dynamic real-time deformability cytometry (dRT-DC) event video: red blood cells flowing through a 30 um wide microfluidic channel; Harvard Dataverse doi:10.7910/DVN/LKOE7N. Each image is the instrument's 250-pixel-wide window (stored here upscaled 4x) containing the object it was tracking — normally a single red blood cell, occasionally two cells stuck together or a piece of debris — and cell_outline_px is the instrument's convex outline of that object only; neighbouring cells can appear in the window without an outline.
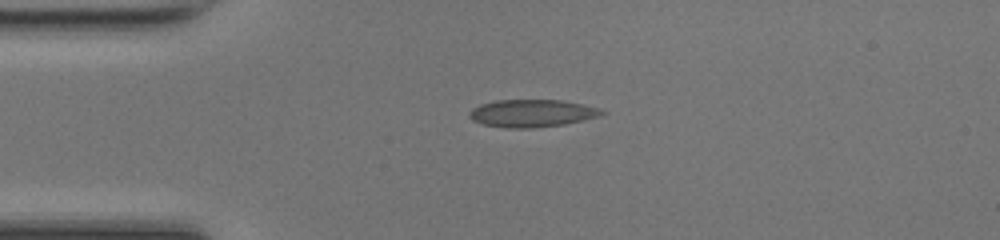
{"species": "common noctule bat (a hibernating species)", "species_latin": "Nyctalus noctula", "temperature_condition": "room temperature", "stored_images_in_passage": 38, "camera_frame_rate_fps": 3000, "um_per_image_px": 0.085, "animal": {"sex": "female", "body_mass_g": 17.0, "forearm_length_mm": 48.0}, "frame": {"image": 1, "passage_image": 1, "time_ms": 0.0, "image_size_px": [1000, 240], "cell_outline_px": [[608, 112], [596, 116], [564, 124], [532, 128], [504, 128], [484, 124], [472, 120], [468, 116], [468, 112], [472, 108], [480, 104], [496, 100], [560, 100], [600, 108]], "centroid_in_image_um": [45.15, 9.62], "position_along_channel_um": 39.8, "area_um2": 21.1}}
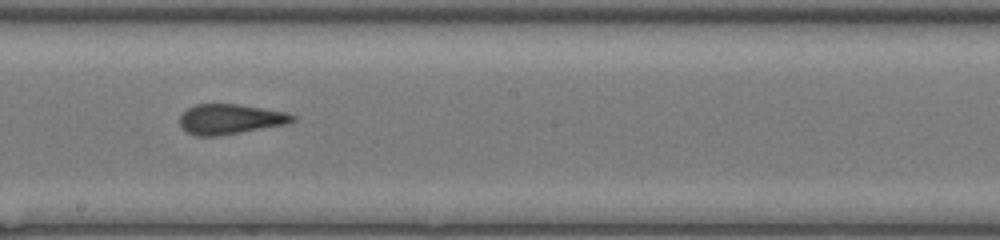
{"frame": {"image": 2, "passage_image": 16, "time_ms": 5.0, "image_size_px": [1000, 240], "cell_outline_px": [[296, 120], [288, 124], [220, 136], [196, 136], [188, 132], [180, 124], [180, 116], [188, 108], [196, 104], [236, 104], [284, 112], [296, 116]], "centroid_in_image_um": [19.58, 10.14], "position_along_channel_um": 228.6, "area_um2": 19.65}}
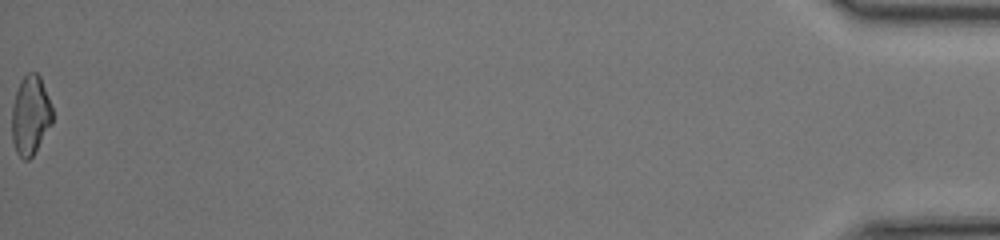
{"frame": {"image": 3, "passage_image": 38, "time_ms": 12.333, "image_size_px": [1000, 240], "cell_outline_px": [[52, 124], [32, 156], [28, 160], [24, 160], [16, 152], [12, 140], [12, 108], [16, 92], [20, 80], [28, 72], [36, 72], [40, 76], [52, 108]], "centroid_in_image_um": [2.58, 9.8], "position_along_channel_um": 432.6, "area_um2": 18.61}, "authors_computed_cell_mechanics": {"area_um2": 19.5942, "velocity_mm_per_s": 4.2946, "shape_relaxation_time_tau1_ms": null, "shape_relaxation_time_tau2_ms": 0.6108, "deformation_change_tau1": null, "deformation_change_tau2": 0.0632}}